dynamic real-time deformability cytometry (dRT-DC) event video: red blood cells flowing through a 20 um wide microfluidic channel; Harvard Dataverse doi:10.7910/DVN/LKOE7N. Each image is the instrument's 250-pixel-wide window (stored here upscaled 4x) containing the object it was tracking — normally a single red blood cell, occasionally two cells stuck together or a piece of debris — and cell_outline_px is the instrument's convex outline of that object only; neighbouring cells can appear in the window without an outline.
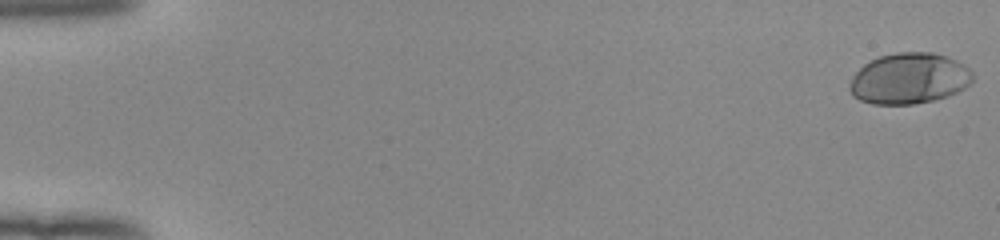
{"species": "human", "species_latin": "Homo sapiens", "temperature_condition": "room temperature", "stored_images_in_passage": 53, "camera_frame_rate_fps": 3000, "um_per_image_px": 0.085, "donor": {"sex": "female"}, "frame": {"image": 1, "passage_image": 1, "time_ms": 0.0, "image_size_px": [1000, 240], "cell_outline_px": [[972, 80], [964, 88], [948, 96], [932, 100], [912, 104], [872, 104], [860, 100], [852, 96], [848, 88], [848, 84], [852, 76], [864, 64], [880, 56], [896, 52], [932, 52], [956, 60], [964, 64], [972, 72]], "centroid_in_image_um": [77.24, 6.67], "position_along_channel_um": 7.8, "area_um2": 36.47}}
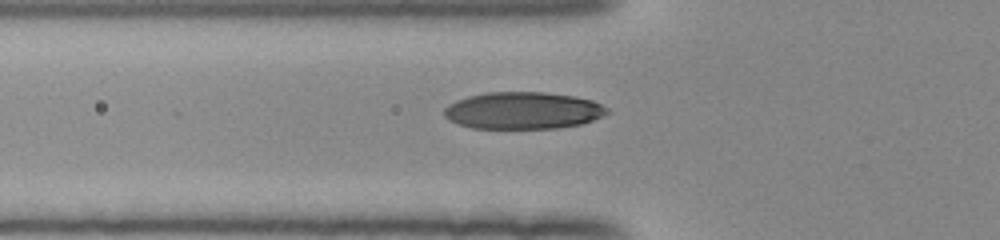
{"frame": {"image": 2, "passage_image": 20, "time_ms": 6.333, "image_size_px": [1000, 240], "cell_outline_px": [[608, 112], [592, 120], [580, 124], [556, 128], [472, 128], [448, 120], [444, 116], [444, 108], [448, 104], [456, 100], [468, 96], [488, 92], [544, 92], [572, 96], [592, 100], [608, 108]], "centroid_in_image_um": [44.41, 9.39], "position_along_channel_um": 81.4, "area_um2": 34.97}}
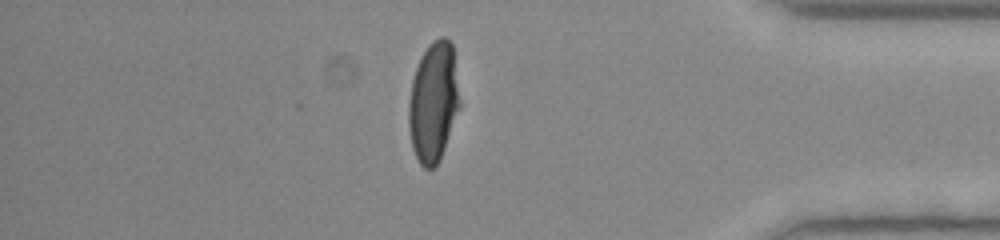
{"frame": {"image": 3, "passage_image": 46, "time_ms": 15.0, "image_size_px": [1000, 240], "cell_outline_px": [[460, 108], [440, 160], [432, 168], [424, 168], [420, 164], [412, 148], [408, 124], [408, 104], [412, 80], [416, 68], [428, 44], [432, 40], [440, 36], [444, 36], [452, 40], [460, 100]], "centroid_in_image_um": [36.85, 8.65], "position_along_channel_um": 398.4, "area_um2": 35.95}, "authors_computed_cell_mechanics": {"area_um2": 35.7204, "velocity_mm_per_s": 3.9676, "shape_relaxation_time_tau1_ms": 4.0139, "shape_relaxation_time_tau2_ms": null, "deformation_change_tau1": 0.1989, "deformation_change_tau2": null}}